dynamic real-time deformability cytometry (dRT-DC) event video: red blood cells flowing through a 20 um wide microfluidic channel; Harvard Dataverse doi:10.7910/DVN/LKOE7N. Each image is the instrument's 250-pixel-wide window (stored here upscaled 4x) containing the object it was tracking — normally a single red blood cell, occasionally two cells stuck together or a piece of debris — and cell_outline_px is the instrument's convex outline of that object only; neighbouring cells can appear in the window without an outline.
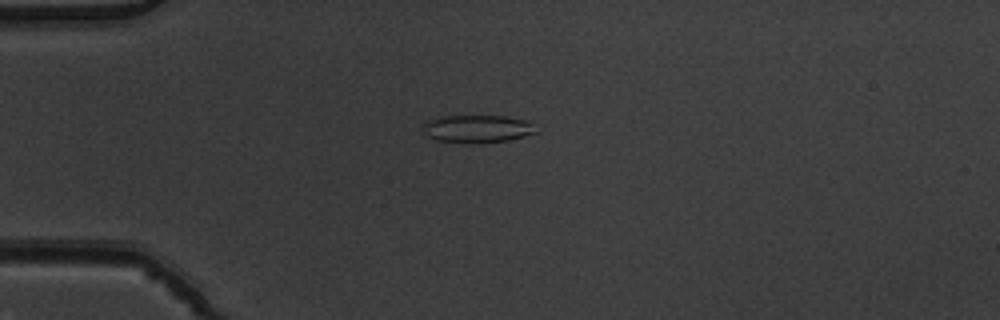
{"species": "common noctule bat (a hibernating species)", "species_latin": "Nyctalus noctula", "temperature_condition": "warm", "stored_images_in_passage": 5, "camera_frame_rate_fps": 3000, "um_per_image_px": 0.085, "animal": {"sex": "male", "body_mass_g": 19.5, "forearm_length_mm": 54.6}, "frame": {"image": 1, "passage_image": 3, "time_ms": 0.667, "image_size_px": [1000, 320], "cell_outline_px": [[536, 132], [508, 140], [480, 144], [476, 144], [436, 140], [428, 136], [424, 132], [424, 124], [428, 120], [440, 116], [504, 116], [524, 120]], "centroid_in_image_um": [40.48, 10.96], "position_along_channel_um": 44.5, "area_um2": 17.92}}
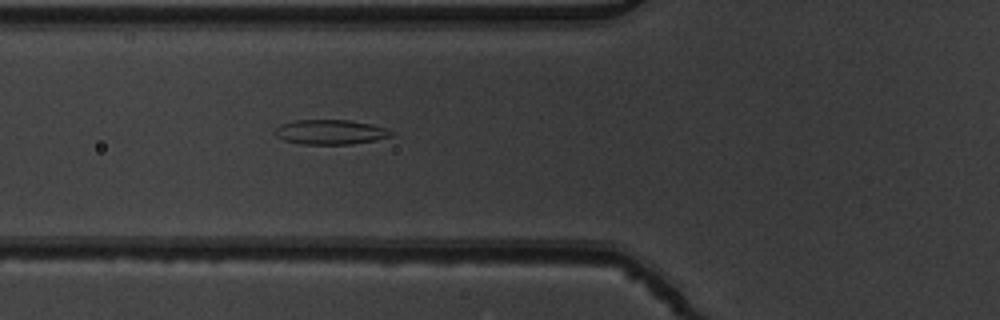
{"frame": {"image": 2, "passage_image": 5, "time_ms": 1.333, "image_size_px": [1000, 320], "cell_outline_px": [[392, 136], [376, 140], [352, 144], [300, 144], [284, 140], [276, 136], [272, 132], [280, 124], [292, 120], [348, 120], [372, 124], [384, 128], [392, 132]], "centroid_in_image_um": [28.03, 11.22], "position_along_channel_um": 97.8, "area_um2": 16.82}}